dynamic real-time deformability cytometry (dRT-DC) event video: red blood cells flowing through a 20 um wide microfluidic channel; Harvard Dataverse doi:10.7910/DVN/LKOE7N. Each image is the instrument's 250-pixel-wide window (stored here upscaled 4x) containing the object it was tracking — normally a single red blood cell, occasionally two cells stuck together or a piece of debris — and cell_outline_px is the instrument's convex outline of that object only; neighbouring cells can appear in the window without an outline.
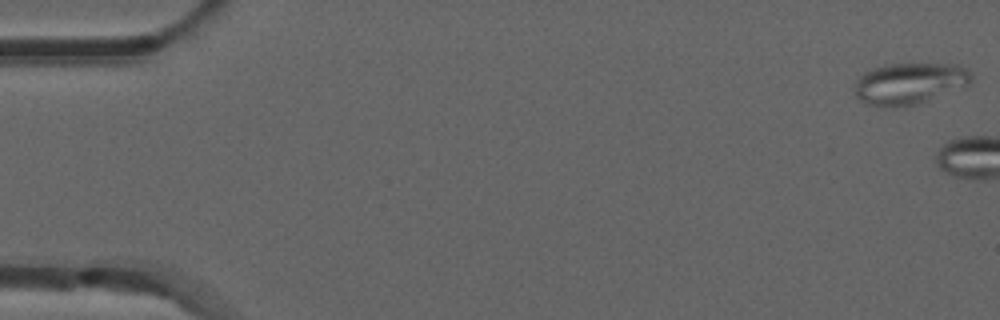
{"species": "common noctule bat (a hibernating species)", "species_latin": "Nyctalus noctula", "temperature_condition": "room temperature", "stored_images_in_passage": 4, "camera_frame_rate_fps": 3000, "um_per_image_px": 0.085, "animal": {"sex": "male", "forearm_length_mm": 52.5}, "frame": {"image": 1, "passage_image": 1, "time_ms": 0.0, "image_size_px": [1000, 320], "cell_outline_px": [[972, 80], [968, 84], [928, 100], [904, 108], [892, 108], [868, 104], [860, 100], [856, 96], [856, 80], [864, 72], [884, 64], [956, 64], [968, 68], [972, 76]], "centroid_in_image_um": [77.29, 7.1], "position_along_channel_um": 7.7, "area_um2": 28.15}}